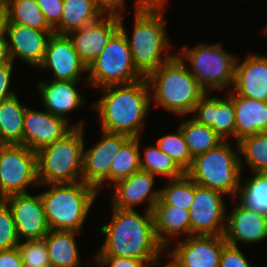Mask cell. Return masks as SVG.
Segmentation results:
<instances>
[{
    "label": "cell",
    "mask_w": 267,
    "mask_h": 267,
    "mask_svg": "<svg viewBox=\"0 0 267 267\" xmlns=\"http://www.w3.org/2000/svg\"><path fill=\"white\" fill-rule=\"evenodd\" d=\"M112 209V220L101 227L105 241L95 256L128 257L159 264L165 248L156 238L152 211L140 215L136 209Z\"/></svg>",
    "instance_id": "1"
},
{
    "label": "cell",
    "mask_w": 267,
    "mask_h": 267,
    "mask_svg": "<svg viewBox=\"0 0 267 267\" xmlns=\"http://www.w3.org/2000/svg\"><path fill=\"white\" fill-rule=\"evenodd\" d=\"M104 96L94 103L101 129L110 133L138 138L144 127V118L151 105L150 87L146 78L130 84L99 88Z\"/></svg>",
    "instance_id": "2"
},
{
    "label": "cell",
    "mask_w": 267,
    "mask_h": 267,
    "mask_svg": "<svg viewBox=\"0 0 267 267\" xmlns=\"http://www.w3.org/2000/svg\"><path fill=\"white\" fill-rule=\"evenodd\" d=\"M185 65L174 55L146 78L150 92H154L151 102L179 116L192 114L206 94Z\"/></svg>",
    "instance_id": "3"
},
{
    "label": "cell",
    "mask_w": 267,
    "mask_h": 267,
    "mask_svg": "<svg viewBox=\"0 0 267 267\" xmlns=\"http://www.w3.org/2000/svg\"><path fill=\"white\" fill-rule=\"evenodd\" d=\"M162 11L136 12L132 38L128 36L123 16L119 17L120 30L126 35L137 71L147 78L173 55L163 57V51L171 48L166 35L165 20Z\"/></svg>",
    "instance_id": "4"
},
{
    "label": "cell",
    "mask_w": 267,
    "mask_h": 267,
    "mask_svg": "<svg viewBox=\"0 0 267 267\" xmlns=\"http://www.w3.org/2000/svg\"><path fill=\"white\" fill-rule=\"evenodd\" d=\"M49 185L40 193L49 229L80 232L97 190L83 181Z\"/></svg>",
    "instance_id": "5"
},
{
    "label": "cell",
    "mask_w": 267,
    "mask_h": 267,
    "mask_svg": "<svg viewBox=\"0 0 267 267\" xmlns=\"http://www.w3.org/2000/svg\"><path fill=\"white\" fill-rule=\"evenodd\" d=\"M83 131L84 127H73L61 139L36 152L39 185L83 181Z\"/></svg>",
    "instance_id": "6"
},
{
    "label": "cell",
    "mask_w": 267,
    "mask_h": 267,
    "mask_svg": "<svg viewBox=\"0 0 267 267\" xmlns=\"http://www.w3.org/2000/svg\"><path fill=\"white\" fill-rule=\"evenodd\" d=\"M230 142L223 141L217 147L193 158L186 174L198 185L238 196L243 162Z\"/></svg>",
    "instance_id": "7"
},
{
    "label": "cell",
    "mask_w": 267,
    "mask_h": 267,
    "mask_svg": "<svg viewBox=\"0 0 267 267\" xmlns=\"http://www.w3.org/2000/svg\"><path fill=\"white\" fill-rule=\"evenodd\" d=\"M225 51L219 43L212 45L201 43L190 49L184 46L177 55L182 61L191 63V68L188 66V70L208 93V90L233 86L237 59Z\"/></svg>",
    "instance_id": "8"
},
{
    "label": "cell",
    "mask_w": 267,
    "mask_h": 267,
    "mask_svg": "<svg viewBox=\"0 0 267 267\" xmlns=\"http://www.w3.org/2000/svg\"><path fill=\"white\" fill-rule=\"evenodd\" d=\"M86 82L92 87L130 84L143 79L133 63L126 35L119 29L88 67Z\"/></svg>",
    "instance_id": "9"
},
{
    "label": "cell",
    "mask_w": 267,
    "mask_h": 267,
    "mask_svg": "<svg viewBox=\"0 0 267 267\" xmlns=\"http://www.w3.org/2000/svg\"><path fill=\"white\" fill-rule=\"evenodd\" d=\"M30 184L39 185L36 152L22 144H4L0 149V200L28 193Z\"/></svg>",
    "instance_id": "10"
},
{
    "label": "cell",
    "mask_w": 267,
    "mask_h": 267,
    "mask_svg": "<svg viewBox=\"0 0 267 267\" xmlns=\"http://www.w3.org/2000/svg\"><path fill=\"white\" fill-rule=\"evenodd\" d=\"M224 193L195 183L190 206V235H222L226 225Z\"/></svg>",
    "instance_id": "11"
},
{
    "label": "cell",
    "mask_w": 267,
    "mask_h": 267,
    "mask_svg": "<svg viewBox=\"0 0 267 267\" xmlns=\"http://www.w3.org/2000/svg\"><path fill=\"white\" fill-rule=\"evenodd\" d=\"M102 131V139L85 151L83 148V182L99 189L110 180V167L121 147L130 139L124 134Z\"/></svg>",
    "instance_id": "12"
},
{
    "label": "cell",
    "mask_w": 267,
    "mask_h": 267,
    "mask_svg": "<svg viewBox=\"0 0 267 267\" xmlns=\"http://www.w3.org/2000/svg\"><path fill=\"white\" fill-rule=\"evenodd\" d=\"M175 243L176 247L168 254L178 267H219L227 244L222 235H190Z\"/></svg>",
    "instance_id": "13"
},
{
    "label": "cell",
    "mask_w": 267,
    "mask_h": 267,
    "mask_svg": "<svg viewBox=\"0 0 267 267\" xmlns=\"http://www.w3.org/2000/svg\"><path fill=\"white\" fill-rule=\"evenodd\" d=\"M84 119L69 126V123L48 111L26 108L23 120V145L37 152L61 139L73 127H84Z\"/></svg>",
    "instance_id": "14"
},
{
    "label": "cell",
    "mask_w": 267,
    "mask_h": 267,
    "mask_svg": "<svg viewBox=\"0 0 267 267\" xmlns=\"http://www.w3.org/2000/svg\"><path fill=\"white\" fill-rule=\"evenodd\" d=\"M4 201L11 208L19 241L43 239L50 229L46 221L44 206L39 195L14 194Z\"/></svg>",
    "instance_id": "15"
},
{
    "label": "cell",
    "mask_w": 267,
    "mask_h": 267,
    "mask_svg": "<svg viewBox=\"0 0 267 267\" xmlns=\"http://www.w3.org/2000/svg\"><path fill=\"white\" fill-rule=\"evenodd\" d=\"M38 68L52 70L55 74L53 80L56 81L80 80L81 72L88 71L68 35L55 33L49 38L43 61Z\"/></svg>",
    "instance_id": "16"
},
{
    "label": "cell",
    "mask_w": 267,
    "mask_h": 267,
    "mask_svg": "<svg viewBox=\"0 0 267 267\" xmlns=\"http://www.w3.org/2000/svg\"><path fill=\"white\" fill-rule=\"evenodd\" d=\"M119 29V17L102 16L87 26L71 31L68 37L72 40L81 61L88 68Z\"/></svg>",
    "instance_id": "17"
},
{
    "label": "cell",
    "mask_w": 267,
    "mask_h": 267,
    "mask_svg": "<svg viewBox=\"0 0 267 267\" xmlns=\"http://www.w3.org/2000/svg\"><path fill=\"white\" fill-rule=\"evenodd\" d=\"M223 237L227 244L257 243L267 238V215L248 209L240 201L226 217Z\"/></svg>",
    "instance_id": "18"
},
{
    "label": "cell",
    "mask_w": 267,
    "mask_h": 267,
    "mask_svg": "<svg viewBox=\"0 0 267 267\" xmlns=\"http://www.w3.org/2000/svg\"><path fill=\"white\" fill-rule=\"evenodd\" d=\"M155 175L148 171L138 170L126 179L116 182L113 190L112 207L134 210L138 204L148 201L147 211H152L160 199V189L153 187ZM154 188V189H153Z\"/></svg>",
    "instance_id": "19"
},
{
    "label": "cell",
    "mask_w": 267,
    "mask_h": 267,
    "mask_svg": "<svg viewBox=\"0 0 267 267\" xmlns=\"http://www.w3.org/2000/svg\"><path fill=\"white\" fill-rule=\"evenodd\" d=\"M53 33L54 31H41L18 24H7V37L5 38L12 62L17 57L38 68L43 61L49 38Z\"/></svg>",
    "instance_id": "20"
},
{
    "label": "cell",
    "mask_w": 267,
    "mask_h": 267,
    "mask_svg": "<svg viewBox=\"0 0 267 267\" xmlns=\"http://www.w3.org/2000/svg\"><path fill=\"white\" fill-rule=\"evenodd\" d=\"M238 96L267 101V56L248 55L238 63L236 60L233 89Z\"/></svg>",
    "instance_id": "21"
},
{
    "label": "cell",
    "mask_w": 267,
    "mask_h": 267,
    "mask_svg": "<svg viewBox=\"0 0 267 267\" xmlns=\"http://www.w3.org/2000/svg\"><path fill=\"white\" fill-rule=\"evenodd\" d=\"M193 113L197 115L193 119L211 127L224 141H227L229 136H234L235 139V109L229 96L209 97L206 93L195 105Z\"/></svg>",
    "instance_id": "22"
},
{
    "label": "cell",
    "mask_w": 267,
    "mask_h": 267,
    "mask_svg": "<svg viewBox=\"0 0 267 267\" xmlns=\"http://www.w3.org/2000/svg\"><path fill=\"white\" fill-rule=\"evenodd\" d=\"M77 82L78 80L40 81L38 88L45 110L69 123L65 115L86 104L85 98L76 89Z\"/></svg>",
    "instance_id": "23"
},
{
    "label": "cell",
    "mask_w": 267,
    "mask_h": 267,
    "mask_svg": "<svg viewBox=\"0 0 267 267\" xmlns=\"http://www.w3.org/2000/svg\"><path fill=\"white\" fill-rule=\"evenodd\" d=\"M229 94L235 109V142L247 136L267 132V101L245 98L232 91Z\"/></svg>",
    "instance_id": "24"
},
{
    "label": "cell",
    "mask_w": 267,
    "mask_h": 267,
    "mask_svg": "<svg viewBox=\"0 0 267 267\" xmlns=\"http://www.w3.org/2000/svg\"><path fill=\"white\" fill-rule=\"evenodd\" d=\"M152 215L156 238L164 248L172 243L173 237L180 234L186 235V238L190 236L189 210L168 205L160 198L154 205Z\"/></svg>",
    "instance_id": "25"
},
{
    "label": "cell",
    "mask_w": 267,
    "mask_h": 267,
    "mask_svg": "<svg viewBox=\"0 0 267 267\" xmlns=\"http://www.w3.org/2000/svg\"><path fill=\"white\" fill-rule=\"evenodd\" d=\"M79 232L50 230L44 237L51 267H78L80 256L75 234Z\"/></svg>",
    "instance_id": "26"
},
{
    "label": "cell",
    "mask_w": 267,
    "mask_h": 267,
    "mask_svg": "<svg viewBox=\"0 0 267 267\" xmlns=\"http://www.w3.org/2000/svg\"><path fill=\"white\" fill-rule=\"evenodd\" d=\"M103 15L94 0H63V13L59 24L53 29L55 34L68 35L100 19Z\"/></svg>",
    "instance_id": "27"
},
{
    "label": "cell",
    "mask_w": 267,
    "mask_h": 267,
    "mask_svg": "<svg viewBox=\"0 0 267 267\" xmlns=\"http://www.w3.org/2000/svg\"><path fill=\"white\" fill-rule=\"evenodd\" d=\"M26 106L14 96L0 102V140L3 144L23 145V120Z\"/></svg>",
    "instance_id": "28"
},
{
    "label": "cell",
    "mask_w": 267,
    "mask_h": 267,
    "mask_svg": "<svg viewBox=\"0 0 267 267\" xmlns=\"http://www.w3.org/2000/svg\"><path fill=\"white\" fill-rule=\"evenodd\" d=\"M192 158L217 147L224 140L209 126L195 119L182 121L179 125Z\"/></svg>",
    "instance_id": "29"
},
{
    "label": "cell",
    "mask_w": 267,
    "mask_h": 267,
    "mask_svg": "<svg viewBox=\"0 0 267 267\" xmlns=\"http://www.w3.org/2000/svg\"><path fill=\"white\" fill-rule=\"evenodd\" d=\"M8 24H18L41 31H54L47 23L36 0H6Z\"/></svg>",
    "instance_id": "30"
},
{
    "label": "cell",
    "mask_w": 267,
    "mask_h": 267,
    "mask_svg": "<svg viewBox=\"0 0 267 267\" xmlns=\"http://www.w3.org/2000/svg\"><path fill=\"white\" fill-rule=\"evenodd\" d=\"M140 138H130L116 154L110 167L111 186L141 169Z\"/></svg>",
    "instance_id": "31"
},
{
    "label": "cell",
    "mask_w": 267,
    "mask_h": 267,
    "mask_svg": "<svg viewBox=\"0 0 267 267\" xmlns=\"http://www.w3.org/2000/svg\"><path fill=\"white\" fill-rule=\"evenodd\" d=\"M143 158V159H142ZM141 170L166 179L182 177L186 172L165 152L161 151L158 145L148 146L144 150V157L140 156Z\"/></svg>",
    "instance_id": "32"
},
{
    "label": "cell",
    "mask_w": 267,
    "mask_h": 267,
    "mask_svg": "<svg viewBox=\"0 0 267 267\" xmlns=\"http://www.w3.org/2000/svg\"><path fill=\"white\" fill-rule=\"evenodd\" d=\"M255 173L240 184L237 200L248 209L267 215V172Z\"/></svg>",
    "instance_id": "33"
},
{
    "label": "cell",
    "mask_w": 267,
    "mask_h": 267,
    "mask_svg": "<svg viewBox=\"0 0 267 267\" xmlns=\"http://www.w3.org/2000/svg\"><path fill=\"white\" fill-rule=\"evenodd\" d=\"M238 153L254 172H267V132L247 136L236 142Z\"/></svg>",
    "instance_id": "34"
},
{
    "label": "cell",
    "mask_w": 267,
    "mask_h": 267,
    "mask_svg": "<svg viewBox=\"0 0 267 267\" xmlns=\"http://www.w3.org/2000/svg\"><path fill=\"white\" fill-rule=\"evenodd\" d=\"M168 181L160 189V198L168 205L189 210L195 195V182L187 174Z\"/></svg>",
    "instance_id": "35"
},
{
    "label": "cell",
    "mask_w": 267,
    "mask_h": 267,
    "mask_svg": "<svg viewBox=\"0 0 267 267\" xmlns=\"http://www.w3.org/2000/svg\"><path fill=\"white\" fill-rule=\"evenodd\" d=\"M157 145L161 151L172 157L185 172L191 167L193 158L188 151L183 133L179 127L175 134L160 137L157 140Z\"/></svg>",
    "instance_id": "36"
},
{
    "label": "cell",
    "mask_w": 267,
    "mask_h": 267,
    "mask_svg": "<svg viewBox=\"0 0 267 267\" xmlns=\"http://www.w3.org/2000/svg\"><path fill=\"white\" fill-rule=\"evenodd\" d=\"M19 243L13 212L4 200H0V251L15 248Z\"/></svg>",
    "instance_id": "37"
},
{
    "label": "cell",
    "mask_w": 267,
    "mask_h": 267,
    "mask_svg": "<svg viewBox=\"0 0 267 267\" xmlns=\"http://www.w3.org/2000/svg\"><path fill=\"white\" fill-rule=\"evenodd\" d=\"M23 264H31L32 266L38 267H51L49 254L45 240H25L20 241L18 245Z\"/></svg>",
    "instance_id": "38"
},
{
    "label": "cell",
    "mask_w": 267,
    "mask_h": 267,
    "mask_svg": "<svg viewBox=\"0 0 267 267\" xmlns=\"http://www.w3.org/2000/svg\"><path fill=\"white\" fill-rule=\"evenodd\" d=\"M239 247L226 244L223 247L219 267H251Z\"/></svg>",
    "instance_id": "39"
},
{
    "label": "cell",
    "mask_w": 267,
    "mask_h": 267,
    "mask_svg": "<svg viewBox=\"0 0 267 267\" xmlns=\"http://www.w3.org/2000/svg\"><path fill=\"white\" fill-rule=\"evenodd\" d=\"M48 25L54 29L63 13V0H36Z\"/></svg>",
    "instance_id": "40"
},
{
    "label": "cell",
    "mask_w": 267,
    "mask_h": 267,
    "mask_svg": "<svg viewBox=\"0 0 267 267\" xmlns=\"http://www.w3.org/2000/svg\"><path fill=\"white\" fill-rule=\"evenodd\" d=\"M99 267L110 265L109 267H142L145 262L143 260L116 257V256H95L94 257Z\"/></svg>",
    "instance_id": "41"
},
{
    "label": "cell",
    "mask_w": 267,
    "mask_h": 267,
    "mask_svg": "<svg viewBox=\"0 0 267 267\" xmlns=\"http://www.w3.org/2000/svg\"><path fill=\"white\" fill-rule=\"evenodd\" d=\"M94 3L103 16L120 17L126 7L125 0H94Z\"/></svg>",
    "instance_id": "42"
},
{
    "label": "cell",
    "mask_w": 267,
    "mask_h": 267,
    "mask_svg": "<svg viewBox=\"0 0 267 267\" xmlns=\"http://www.w3.org/2000/svg\"><path fill=\"white\" fill-rule=\"evenodd\" d=\"M12 68L13 62H11L9 65L0 67V102L17 94L14 90L9 88L12 78Z\"/></svg>",
    "instance_id": "43"
},
{
    "label": "cell",
    "mask_w": 267,
    "mask_h": 267,
    "mask_svg": "<svg viewBox=\"0 0 267 267\" xmlns=\"http://www.w3.org/2000/svg\"><path fill=\"white\" fill-rule=\"evenodd\" d=\"M0 267H23V261L18 246L0 251Z\"/></svg>",
    "instance_id": "44"
},
{
    "label": "cell",
    "mask_w": 267,
    "mask_h": 267,
    "mask_svg": "<svg viewBox=\"0 0 267 267\" xmlns=\"http://www.w3.org/2000/svg\"><path fill=\"white\" fill-rule=\"evenodd\" d=\"M136 12L164 11L167 0H136Z\"/></svg>",
    "instance_id": "45"
},
{
    "label": "cell",
    "mask_w": 267,
    "mask_h": 267,
    "mask_svg": "<svg viewBox=\"0 0 267 267\" xmlns=\"http://www.w3.org/2000/svg\"><path fill=\"white\" fill-rule=\"evenodd\" d=\"M8 8L6 0H0V37H6Z\"/></svg>",
    "instance_id": "46"
},
{
    "label": "cell",
    "mask_w": 267,
    "mask_h": 267,
    "mask_svg": "<svg viewBox=\"0 0 267 267\" xmlns=\"http://www.w3.org/2000/svg\"><path fill=\"white\" fill-rule=\"evenodd\" d=\"M11 62L7 39L5 37H0V67L9 65Z\"/></svg>",
    "instance_id": "47"
},
{
    "label": "cell",
    "mask_w": 267,
    "mask_h": 267,
    "mask_svg": "<svg viewBox=\"0 0 267 267\" xmlns=\"http://www.w3.org/2000/svg\"><path fill=\"white\" fill-rule=\"evenodd\" d=\"M163 267H178V266L171 260L168 264H165Z\"/></svg>",
    "instance_id": "48"
},
{
    "label": "cell",
    "mask_w": 267,
    "mask_h": 267,
    "mask_svg": "<svg viewBox=\"0 0 267 267\" xmlns=\"http://www.w3.org/2000/svg\"><path fill=\"white\" fill-rule=\"evenodd\" d=\"M23 267H35V266H32L31 264H23ZM38 267V266H36Z\"/></svg>",
    "instance_id": "49"
},
{
    "label": "cell",
    "mask_w": 267,
    "mask_h": 267,
    "mask_svg": "<svg viewBox=\"0 0 267 267\" xmlns=\"http://www.w3.org/2000/svg\"><path fill=\"white\" fill-rule=\"evenodd\" d=\"M150 262H146L142 267H150Z\"/></svg>",
    "instance_id": "50"
},
{
    "label": "cell",
    "mask_w": 267,
    "mask_h": 267,
    "mask_svg": "<svg viewBox=\"0 0 267 267\" xmlns=\"http://www.w3.org/2000/svg\"><path fill=\"white\" fill-rule=\"evenodd\" d=\"M264 29L265 30L263 31V33L267 35V24H266V27Z\"/></svg>",
    "instance_id": "51"
},
{
    "label": "cell",
    "mask_w": 267,
    "mask_h": 267,
    "mask_svg": "<svg viewBox=\"0 0 267 267\" xmlns=\"http://www.w3.org/2000/svg\"><path fill=\"white\" fill-rule=\"evenodd\" d=\"M4 144L1 142V140H0V149H1V147L3 146Z\"/></svg>",
    "instance_id": "52"
}]
</instances>
